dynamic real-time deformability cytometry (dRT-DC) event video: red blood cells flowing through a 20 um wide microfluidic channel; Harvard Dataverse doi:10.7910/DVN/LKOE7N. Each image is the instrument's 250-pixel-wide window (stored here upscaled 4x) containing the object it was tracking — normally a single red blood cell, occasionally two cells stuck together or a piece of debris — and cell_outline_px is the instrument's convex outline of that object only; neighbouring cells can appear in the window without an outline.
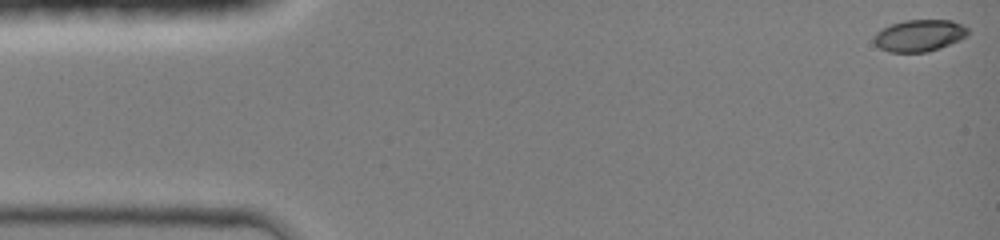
{"species": "common noctule bat (a hibernating species)", "species_latin": "Nyctalus noctula", "temperature_condition": "room temperature", "stored_images_in_passage": 44, "camera_frame_rate_fps": 3000, "um_per_image_px": 0.085, "animal": {"sex": "female", "body_mass_g": 19.0, "forearm_length_mm": 51.5}, "frame": {"image": 1, "passage_image": 1, "time_ms": 0.0, "image_size_px": [1000, 240], "cell_outline_px": [[968, 36], [960, 40], [928, 52], [888, 52], [880, 48], [872, 40], [876, 32], [892, 24], [904, 20], [952, 20], [968, 28]], "centroid_in_image_um": [78.15, 3.02], "position_along_channel_um": 6.9, "area_um2": 17.4}}
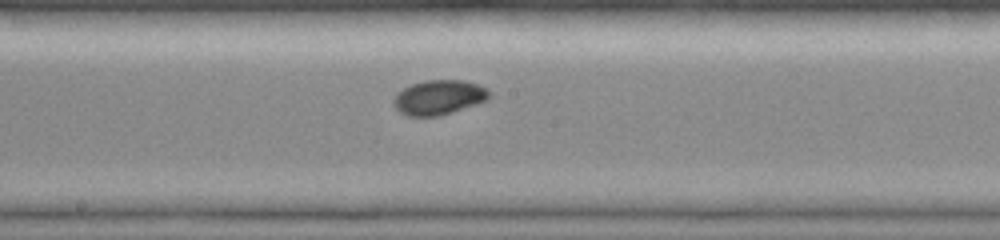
{"frame": {"image": 2, "passage_image": 24, "time_ms": 7.667, "image_size_px": [1000, 240], "cell_outline_px": [[492, 96], [488, 100], [440, 116], [408, 116], [400, 112], [392, 104], [392, 100], [396, 92], [412, 84], [424, 80], [464, 80], [476, 84], [484, 88]], "centroid_in_image_um": [37.26, 8.28], "position_along_channel_um": 210.9, "area_um2": 19.36}}
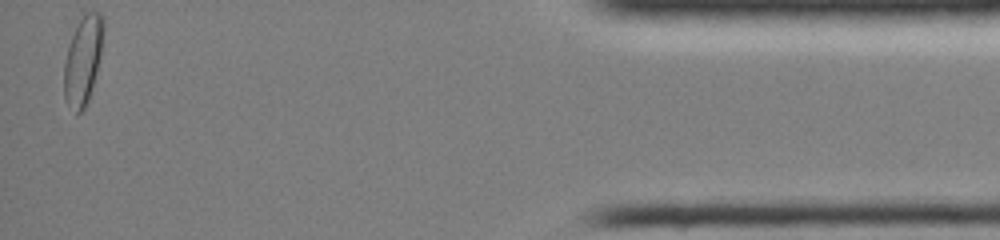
{"frame": {"image": 3, "passage_image": 44, "time_ms": 14.333, "image_size_px": [1000, 240], "cell_outline_px": [[104, 32], [100, 56], [92, 88], [88, 100], [84, 108], [80, 112], [76, 112], [64, 100], [64, 64], [68, 48], [72, 36], [84, 12], [100, 12], [104, 16]], "centroid_in_image_um": [7.07, 5.08], "position_along_channel_um": 428.1, "area_um2": 20.06}, "authors_computed_cell_mechanics": {"area_um2": 18.3804, "velocity_mm_per_s": 4.2846, "shape_relaxation_time_tau1_ms": 2.7942, "shape_relaxation_time_tau2_ms": 9.558, "deformation_change_tau1": 0.1138, "deformation_change_tau2": 0.0797}}